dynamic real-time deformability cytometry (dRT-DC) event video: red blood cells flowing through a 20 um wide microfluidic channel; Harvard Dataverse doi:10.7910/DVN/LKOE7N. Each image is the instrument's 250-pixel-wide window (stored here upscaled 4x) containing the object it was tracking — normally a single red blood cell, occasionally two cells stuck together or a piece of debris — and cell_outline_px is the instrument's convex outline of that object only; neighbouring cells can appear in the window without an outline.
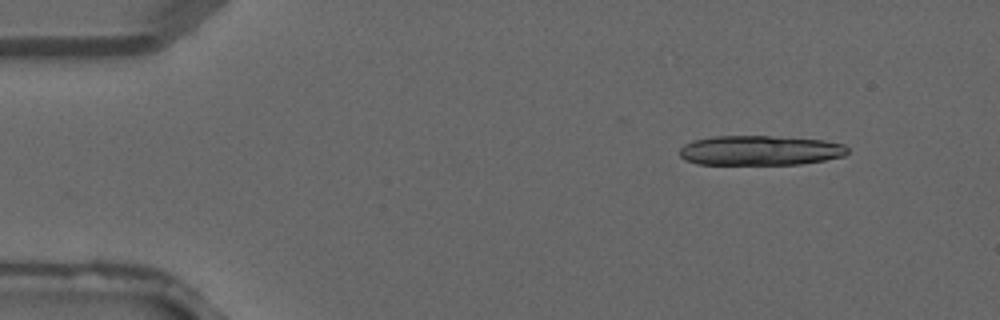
{"species": "common noctule bat (a hibernating species)", "species_latin": "Nyctalus noctula", "temperature_condition": "warm", "stored_images_in_passage": 10, "camera_frame_rate_fps": 3000, "um_per_image_px": 0.085, "animal": {"sex": "male", "forearm_length_mm": 52.5}, "frame": {"image": 1, "passage_image": 4, "time_ms": 1.0, "image_size_px": [1000, 320], "cell_outline_px": [[848, 152], [844, 156], [824, 160], [800, 164], [696, 164], [684, 160], [680, 156], [680, 148], [684, 144], [692, 140], [712, 136], [772, 136], [824, 140], [844, 144], [848, 148]], "centroid_in_image_um": [64.58, 12.78], "position_along_channel_um": 20.4, "area_um2": 29.3}}